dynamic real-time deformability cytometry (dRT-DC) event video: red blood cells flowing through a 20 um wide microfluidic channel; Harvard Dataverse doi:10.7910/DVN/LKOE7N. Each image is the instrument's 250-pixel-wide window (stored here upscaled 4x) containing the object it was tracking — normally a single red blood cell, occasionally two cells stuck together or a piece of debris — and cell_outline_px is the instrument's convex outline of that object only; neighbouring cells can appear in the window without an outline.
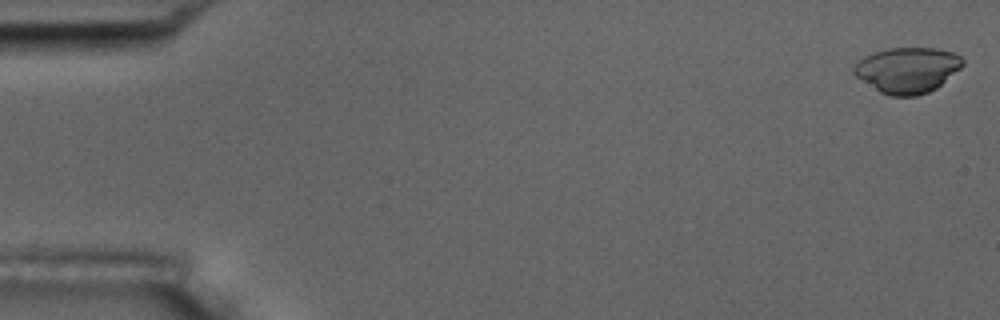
{"species": "common noctule bat (a hibernating species)", "species_latin": "Nyctalus noctula", "temperature_condition": "room temperature", "stored_images_in_passage": 5, "camera_frame_rate_fps": 3000, "um_per_image_px": 0.085, "animal": {"sex": "male", "body_mass_g": 17.5, "forearm_length_mm": 52.3}, "frame": {"image": 1, "passage_image": 1, "time_ms": 0.0, "image_size_px": [1000, 320], "cell_outline_px": [[964, 64], [960, 68], [936, 88], [928, 92], [916, 96], [892, 96], [880, 92], [856, 76], [852, 72], [852, 68], [864, 56], [888, 48], [932, 48], [952, 52], [960, 56], [964, 60]], "centroid_in_image_um": [77.12, 5.95], "position_along_channel_um": 7.9, "area_um2": 28.61}}